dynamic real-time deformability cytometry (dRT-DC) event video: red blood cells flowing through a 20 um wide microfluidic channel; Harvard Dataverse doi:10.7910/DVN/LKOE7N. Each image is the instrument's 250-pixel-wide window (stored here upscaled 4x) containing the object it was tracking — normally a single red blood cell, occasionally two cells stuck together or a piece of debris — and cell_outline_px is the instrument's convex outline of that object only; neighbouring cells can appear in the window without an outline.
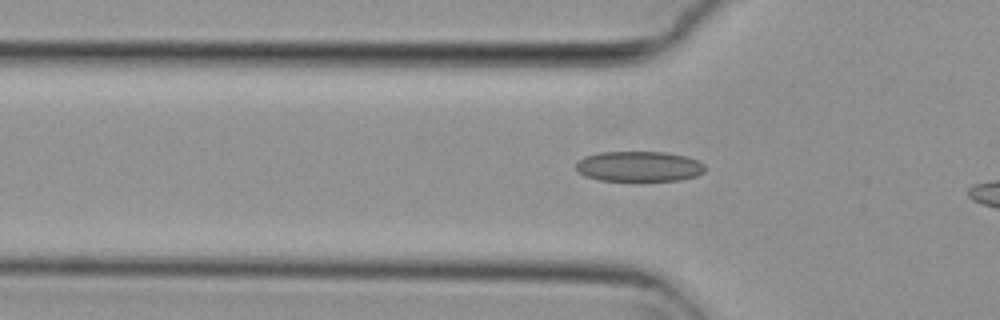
{"species": "common noctule bat (a hibernating species)", "species_latin": "Nyctalus noctula", "temperature_condition": "cold", "stored_images_in_passage": 13, "camera_frame_rate_fps": 3000, "um_per_image_px": 0.085, "animal": {"sex": "female", "body_mass_g": 29.2, "forearm_length_mm": 56.3}, "frame": {"image": 1, "passage_image": 13, "time_ms": 4.0, "image_size_px": [1000, 320], "cell_outline_px": [[704, 172], [696, 176], [680, 180], [600, 180], [588, 176], [580, 172], [576, 168], [576, 164], [584, 156], [600, 152], [664, 152], [688, 156], [704, 164]], "centroid_in_image_um": [54.35, 14.13], "position_along_channel_um": 71.5, "area_um2": 22.54}}